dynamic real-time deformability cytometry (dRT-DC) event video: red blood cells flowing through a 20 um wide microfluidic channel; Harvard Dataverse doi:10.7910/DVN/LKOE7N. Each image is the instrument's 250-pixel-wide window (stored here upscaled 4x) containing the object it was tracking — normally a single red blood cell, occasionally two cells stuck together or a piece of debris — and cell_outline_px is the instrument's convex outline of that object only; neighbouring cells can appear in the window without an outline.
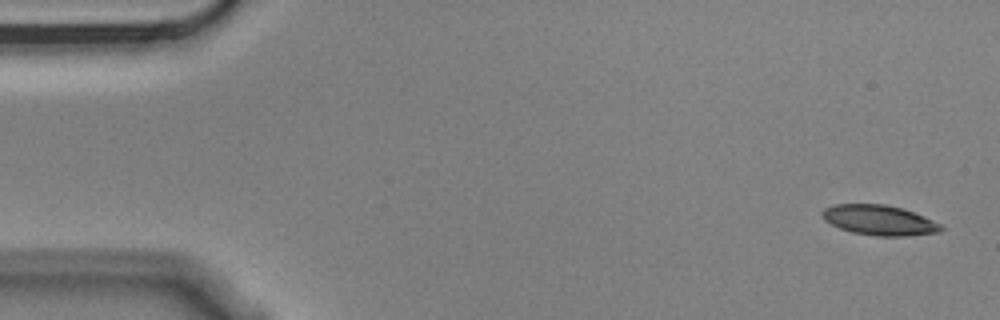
{"species": "Egyptian fruit bat (a non-hibernating species)", "species_latin": "Rousettus aegyptiacus", "temperature_condition": "cold", "stored_images_in_passage": 4, "camera_frame_rate_fps": 3000, "um_per_image_px": 0.085, "animal": {"sex": "male"}, "frame": {"image": 1, "passage_image": 1, "time_ms": 0.0, "image_size_px": [1000, 320], "cell_outline_px": [[944, 228], [940, 232], [908, 236], [876, 236], [852, 232], [840, 228], [824, 220], [820, 212], [824, 208], [836, 204], [884, 204], [900, 208], [924, 216], [940, 224]], "centroid_in_image_um": [74.73, 18.72], "position_along_channel_um": 10.3, "area_um2": 20.75}}
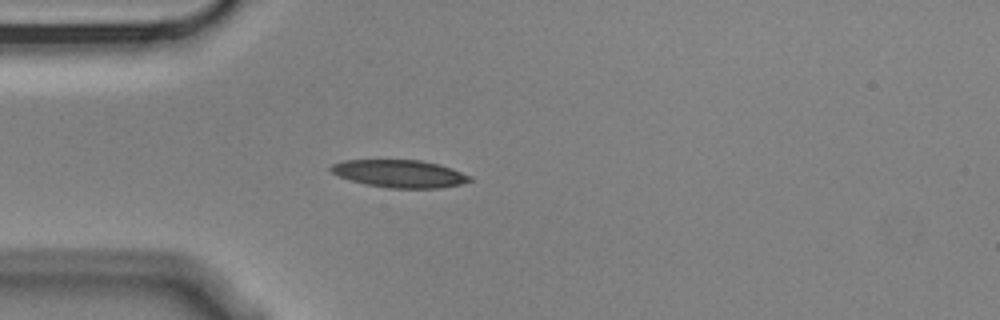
{"frame": {"image": 2, "passage_image": 4, "time_ms": 1.0, "image_size_px": [1000, 320], "cell_outline_px": [[472, 180], [460, 184], [440, 188], [388, 188], [368, 184], [352, 180], [340, 176], [332, 172], [328, 168], [332, 164], [344, 160], [420, 160], [440, 164], [452, 168], [472, 176]], "centroid_in_image_um": [34.0, 14.75], "position_along_channel_um": 51.0, "area_um2": 22.25}}